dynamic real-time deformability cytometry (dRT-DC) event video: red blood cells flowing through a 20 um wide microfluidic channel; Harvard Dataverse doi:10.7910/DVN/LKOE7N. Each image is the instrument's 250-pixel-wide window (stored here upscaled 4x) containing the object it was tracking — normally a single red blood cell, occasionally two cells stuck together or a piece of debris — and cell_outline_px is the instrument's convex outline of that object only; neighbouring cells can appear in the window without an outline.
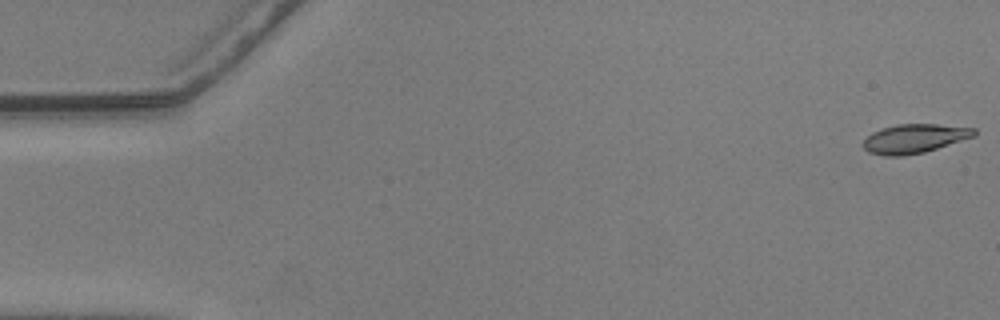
{"species": "common noctule bat (a hibernating species)", "species_latin": "Nyctalus noctula", "temperature_condition": "warm", "stored_images_in_passage": 25, "camera_frame_rate_fps": 3000, "um_per_image_px": 0.085, "animal": {"sex": "male", "body_mass_g": 20.5, "forearm_length_mm": 52.5}, "frame": {"image": 1, "passage_image": 1, "time_ms": 0.0, "image_size_px": [1000, 320], "cell_outline_px": [[976, 136], [924, 152], [900, 156], [884, 156], [868, 152], [860, 144], [872, 132], [880, 128], [896, 124], [936, 124], [976, 128]], "centroid_in_image_um": [77.7, 11.77], "position_along_channel_um": 7.3, "area_um2": 18.9}}
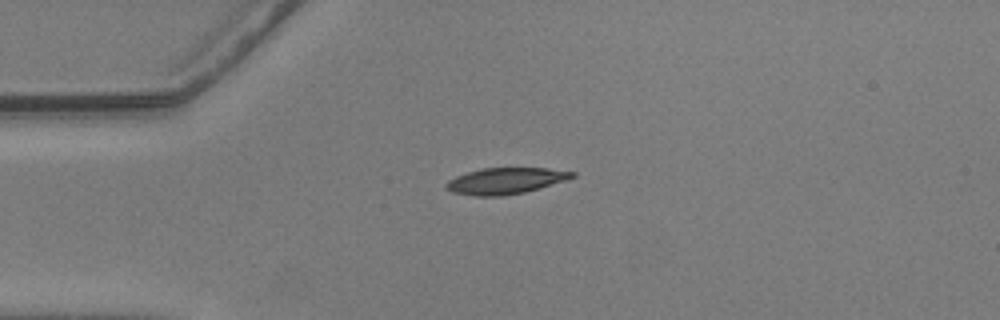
{"frame": {"image": 2, "passage_image": 14, "time_ms": 4.333, "image_size_px": [1000, 320], "cell_outline_px": [[576, 176], [568, 180], [524, 192], [504, 196], [476, 196], [452, 192], [444, 188], [444, 184], [448, 180], [456, 176], [468, 172], [484, 168], [548, 168], [576, 172]], "centroid_in_image_um": [42.97, 15.37], "position_along_channel_um": 42.0, "area_um2": 19.36}}